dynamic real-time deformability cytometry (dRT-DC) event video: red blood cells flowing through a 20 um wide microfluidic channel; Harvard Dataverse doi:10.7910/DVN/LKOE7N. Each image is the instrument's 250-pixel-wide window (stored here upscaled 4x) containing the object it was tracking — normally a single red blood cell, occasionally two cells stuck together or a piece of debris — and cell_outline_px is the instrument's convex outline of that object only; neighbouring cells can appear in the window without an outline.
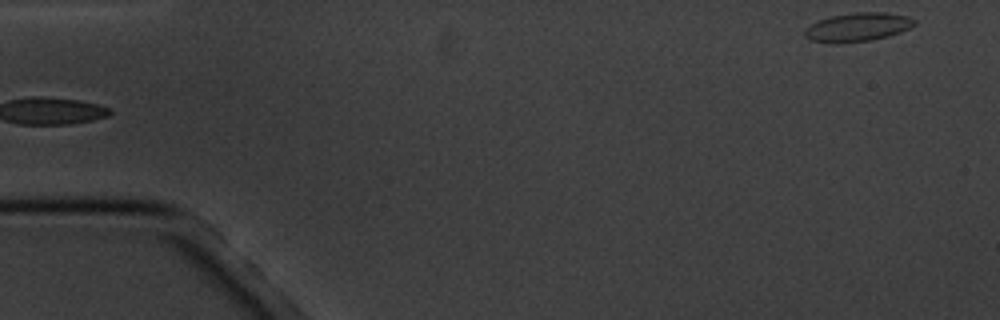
{"species": "common noctule bat (a hibernating species)", "species_latin": "Nyctalus noctula", "temperature_condition": "cold", "stored_images_in_passage": 5, "segment_of_instrument_passage": [2, 2], "camera_frame_rate_fps": 3000, "um_per_image_px": 0.085, "animal": {"sex": "male", "body_mass_g": 20.1, "forearm_length_mm": 53.5}, "frame": {"image": 1, "passage_image": 5, "time_ms": 4.667, "image_size_px": [1000, 320], "cell_outline_px": [[916, 24], [900, 32], [888, 36], [872, 40], [812, 40], [804, 36], [804, 28], [808, 24], [816, 20], [832, 16], [856, 12], [888, 12], [908, 16], [916, 20]], "centroid_in_image_um": [72.94, 2.24], "position_along_channel_um": 12.1, "area_um2": 17.74}}